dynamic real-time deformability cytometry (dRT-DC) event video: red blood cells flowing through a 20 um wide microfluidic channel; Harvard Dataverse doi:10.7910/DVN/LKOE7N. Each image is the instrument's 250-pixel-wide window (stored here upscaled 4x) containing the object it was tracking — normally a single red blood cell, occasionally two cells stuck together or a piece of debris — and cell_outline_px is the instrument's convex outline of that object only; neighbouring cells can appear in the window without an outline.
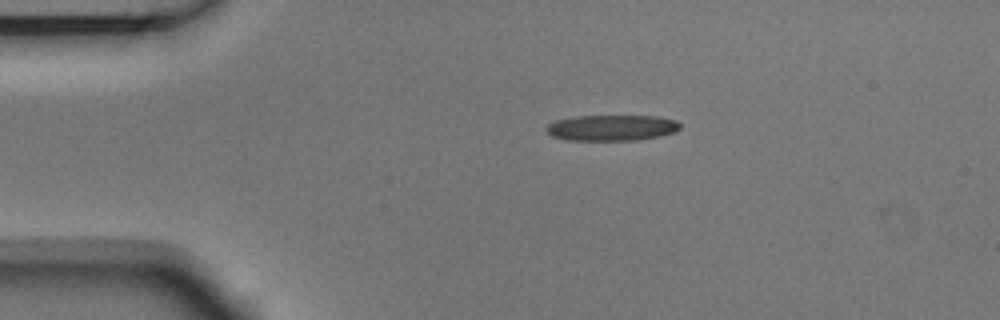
{"species": "Egyptian fruit bat (a non-hibernating species)", "species_latin": "Rousettus aegyptiacus", "temperature_condition": "room temperature", "stored_images_in_passage": 44, "camera_frame_rate_fps": 3000, "um_per_image_px": 0.085, "animal": {"sex": "male"}, "frame": {"image": 1, "passage_image": 1, "time_ms": 0.0, "image_size_px": [1000, 320], "cell_outline_px": [[680, 128], [676, 132], [660, 136], [636, 140], [564, 140], [552, 136], [544, 128], [548, 124], [556, 120], [572, 116], [660, 116], [676, 120], [680, 124]], "centroid_in_image_um": [51.99, 10.86], "position_along_channel_um": 33.0, "area_um2": 20.35}}
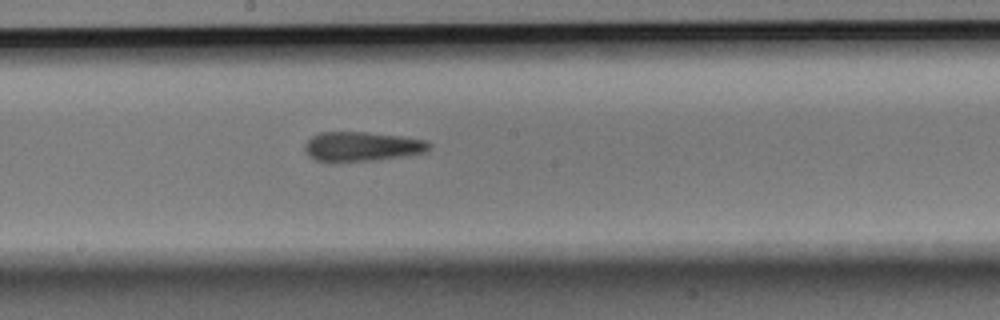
{"frame": {"image": 2, "passage_image": 19, "time_ms": 6.0, "image_size_px": [1000, 320], "cell_outline_px": [[432, 144], [424, 152], [400, 156], [372, 160], [316, 160], [308, 156], [304, 148], [304, 144], [312, 136], [320, 132], [364, 132], [400, 136], [424, 140]], "centroid_in_image_um": [30.72, 12.42], "position_along_channel_um": 217.5, "area_um2": 20.69}}
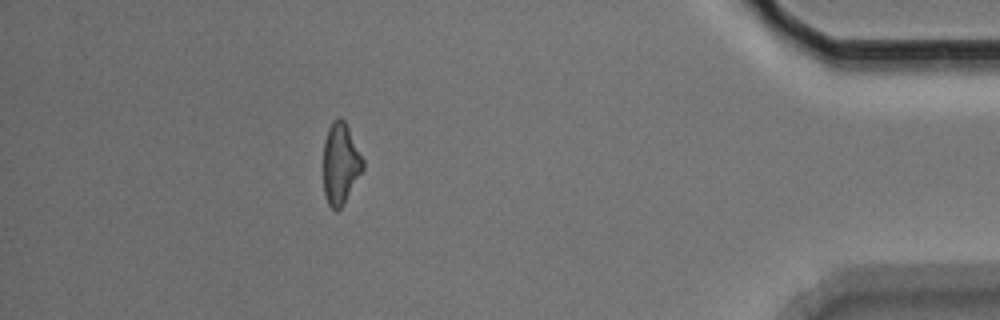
{"frame": {"image": 3, "passage_image": 38, "time_ms": 12.333, "image_size_px": [1000, 320], "cell_outline_px": [[364, 168], [340, 208], [336, 212], [328, 204], [324, 192], [324, 140], [328, 128], [332, 120], [340, 116], [344, 120], [364, 160]], "centroid_in_image_um": [28.93, 13.87], "position_along_channel_um": 406.3, "area_um2": 18.5}, "authors_computed_cell_mechanics": {"area_um2": 20.4612, "velocity_mm_per_s": 3.7574, "shape_relaxation_time_tau1_ms": 11.1647, "shape_relaxation_time_tau2_ms": 6.6404, "deformation_change_tau1": 0.226, "deformation_change_tau2": 0.2107}}